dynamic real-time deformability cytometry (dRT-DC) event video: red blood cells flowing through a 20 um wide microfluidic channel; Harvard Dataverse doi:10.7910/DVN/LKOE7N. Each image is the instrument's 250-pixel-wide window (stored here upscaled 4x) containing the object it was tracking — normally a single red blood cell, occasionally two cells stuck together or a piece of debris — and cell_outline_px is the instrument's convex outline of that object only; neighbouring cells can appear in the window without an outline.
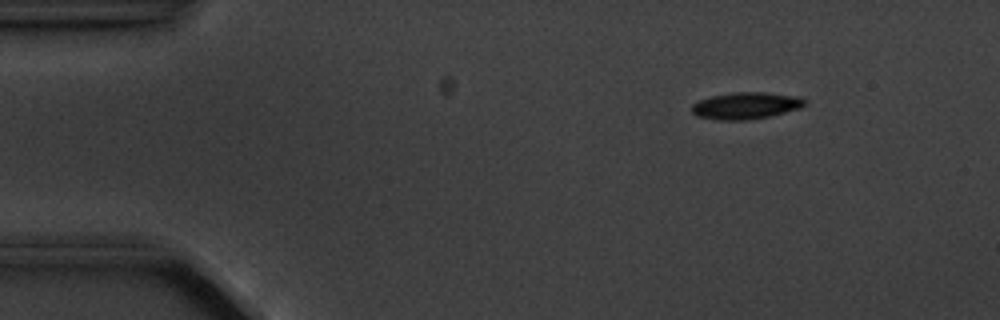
{"species": "common noctule bat (a hibernating species)", "species_latin": "Nyctalus noctula", "temperature_condition": "cold", "stored_images_in_passage": 6, "camera_frame_rate_fps": 3000, "um_per_image_px": 0.085, "animal": {"sex": "male", "body_mass_g": 20.1, "forearm_length_mm": 53.5}, "frame": {"image": 1, "passage_image": 2, "time_ms": 1.0, "image_size_px": [1000, 320], "cell_outline_px": [[804, 104], [800, 108], [768, 116], [748, 120], [716, 120], [696, 116], [692, 112], [692, 104], [700, 100], [712, 96], [736, 92], [764, 92], [800, 96], [804, 100]], "centroid_in_image_um": [63.37, 8.98], "position_along_channel_um": 21.6, "area_um2": 17.51}}
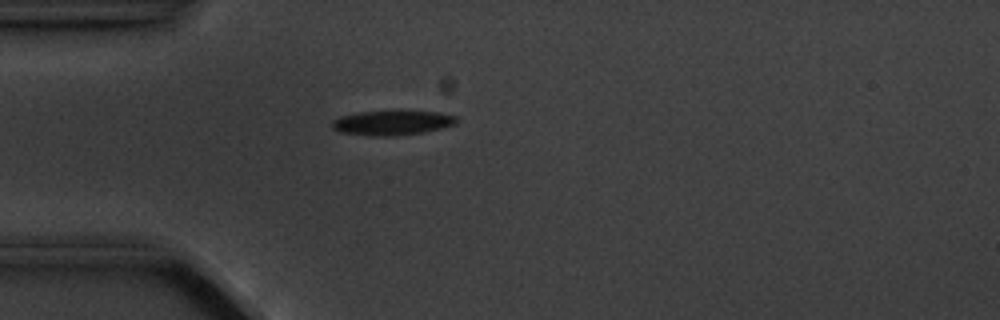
{"frame": {"image": 2, "passage_image": 4, "time_ms": 3.667, "image_size_px": [1000, 320], "cell_outline_px": [[456, 124], [424, 132], [392, 136], [376, 136], [340, 132], [332, 128], [332, 120], [340, 116], [360, 112], [440, 112], [456, 116]], "centroid_in_image_um": [33.31, 10.45], "position_along_channel_um": 51.7, "area_um2": 17.46}}